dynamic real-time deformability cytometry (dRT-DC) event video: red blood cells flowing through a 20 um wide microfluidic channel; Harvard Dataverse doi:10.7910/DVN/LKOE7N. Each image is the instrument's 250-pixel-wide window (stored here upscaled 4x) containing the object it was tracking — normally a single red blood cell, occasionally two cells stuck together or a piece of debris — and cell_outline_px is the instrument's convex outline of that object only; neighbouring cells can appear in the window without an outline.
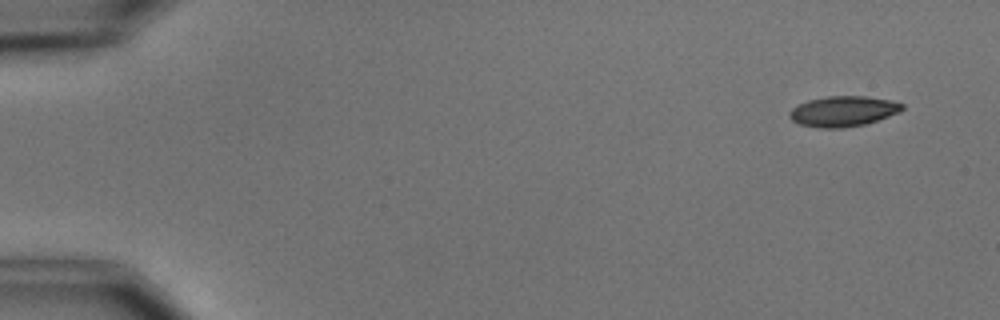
{"species": "common noctule bat (a hibernating species)", "species_latin": "Nyctalus noctula", "temperature_condition": "cold", "stored_images_in_passage": 5, "camera_frame_rate_fps": 3000, "um_per_image_px": 0.085, "animal": {"sex": "male", "body_mass_g": 15.6}, "frame": {"image": 1, "passage_image": 1, "time_ms": 0.0, "image_size_px": [1000, 320], "cell_outline_px": [[904, 108], [900, 112], [864, 124], [840, 128], [824, 128], [800, 124], [792, 120], [788, 116], [788, 112], [792, 108], [808, 100], [828, 96], [864, 96], [888, 100], [904, 104]], "centroid_in_image_um": [71.65, 9.45], "position_along_channel_um": 13.4, "area_um2": 19.71}}